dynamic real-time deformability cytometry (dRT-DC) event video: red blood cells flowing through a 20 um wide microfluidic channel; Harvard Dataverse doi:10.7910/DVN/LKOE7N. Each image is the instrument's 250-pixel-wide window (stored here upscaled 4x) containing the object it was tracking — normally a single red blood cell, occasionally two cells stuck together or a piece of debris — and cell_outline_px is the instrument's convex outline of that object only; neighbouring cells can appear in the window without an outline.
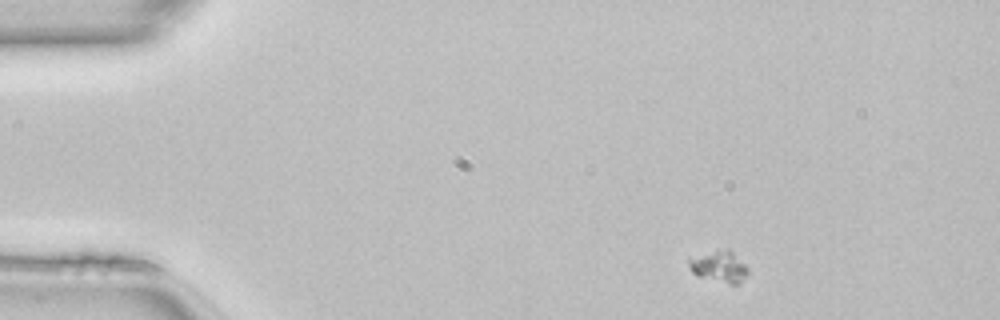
{"species": "common noctule bat (a hibernating species)", "species_latin": "Nyctalus noctula", "temperature_condition": "room temperature", "stored_images_in_passage": 45, "camera_frame_rate_fps": 3000, "um_per_image_px": 0.085, "animal": {"sex": "female", "body_mass_g": 22.7, "forearm_length_mm": 54.2}, "frame": {"image": 1, "passage_image": 2, "time_ms": 0.333, "image_size_px": [1000, 320], "cell_outline_px": [[748, 272], [740, 284], [732, 284], [696, 276], [692, 272], [688, 264], [688, 260], [728, 248], [748, 268]], "centroid_in_image_um": [61.16, 22.71], "position_along_channel_um": 23.8, "area_um2": 10.29}}
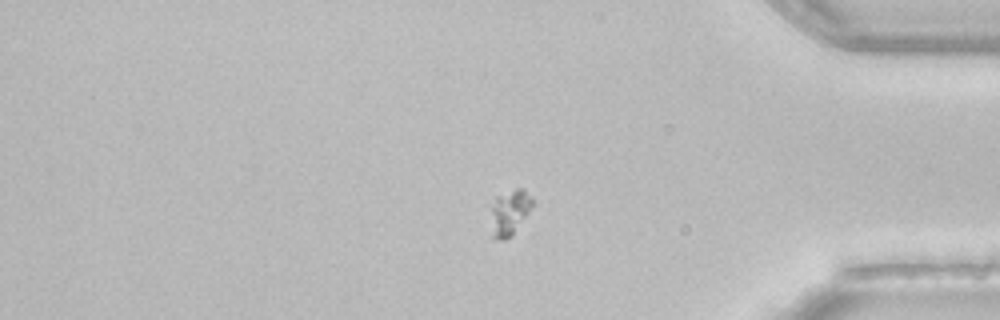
{"frame": {"image": 2, "passage_image": 37, "time_ms": 12.0, "image_size_px": [1000, 320], "cell_outline_px": [[532, 204], [528, 212], [512, 232], [504, 240], [492, 240], [492, 208], [496, 196], [516, 188], [524, 188], [532, 200]], "centroid_in_image_um": [43.28, 18.03], "position_along_channel_um": 391.9, "area_um2": 10.46}}
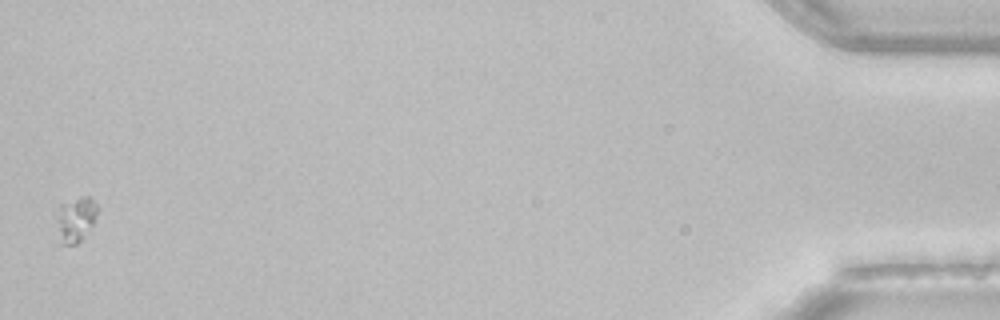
{"frame": {"image": 3, "passage_image": 45, "time_ms": 14.667, "image_size_px": [1000, 320], "cell_outline_px": [[100, 212], [92, 224], [80, 240], [76, 244], [64, 244], [56, 220], [56, 216], [60, 204], [80, 196], [88, 196], [100, 208]], "centroid_in_image_um": [6.48, 18.56], "position_along_channel_um": 428.7, "area_um2": 10.46}}